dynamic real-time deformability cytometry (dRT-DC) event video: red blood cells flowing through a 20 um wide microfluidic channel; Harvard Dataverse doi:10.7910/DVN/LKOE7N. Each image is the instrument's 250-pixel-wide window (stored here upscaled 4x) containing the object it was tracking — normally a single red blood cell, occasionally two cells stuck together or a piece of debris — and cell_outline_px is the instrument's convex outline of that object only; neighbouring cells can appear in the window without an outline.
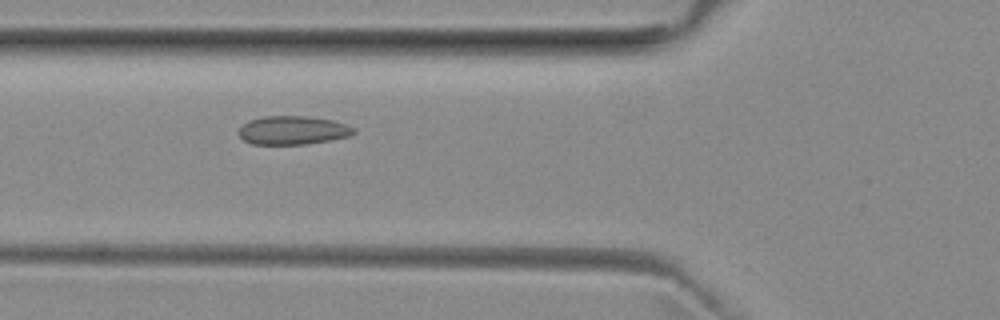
{"species": "common noctule bat (a hibernating species)", "species_latin": "Nyctalus noctula", "temperature_condition": "room temperature", "stored_images_in_passage": 52, "camera_frame_rate_fps": 3000, "um_per_image_px": 0.085, "animal": {"sex": "female", "body_mass_g": 29.2, "forearm_length_mm": 56.3}, "frame": {"image": 1, "passage_image": 19, "time_ms": 6.0, "image_size_px": [1000, 320], "cell_outline_px": [[356, 132], [348, 136], [332, 140], [304, 144], [252, 144], [244, 140], [240, 136], [240, 128], [248, 120], [264, 116], [308, 116], [332, 120], [356, 128]], "centroid_in_image_um": [24.9, 11.07], "position_along_channel_um": 100.9, "area_um2": 19.07}}
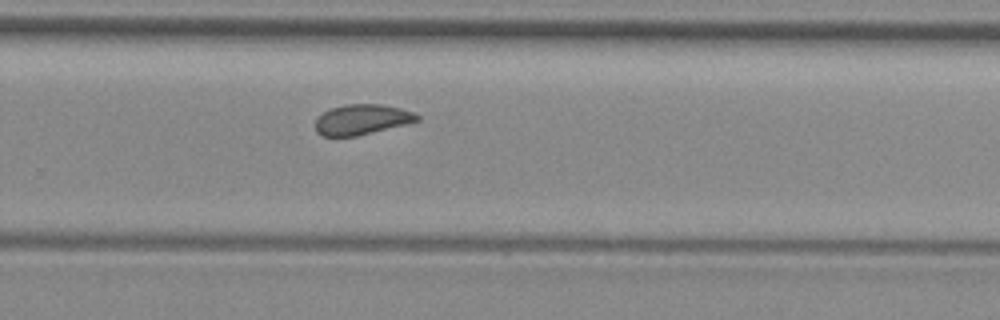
{"frame": {"image": 2, "passage_image": 34, "time_ms": 11.0, "image_size_px": [1000, 320], "cell_outline_px": [[420, 120], [356, 136], [320, 136], [316, 132], [316, 120], [324, 112], [332, 108], [348, 104], [380, 104], [400, 108], [412, 112], [420, 116]], "centroid_in_image_um": [30.74, 10.16], "position_along_channel_um": 299.1, "area_um2": 17.63}}
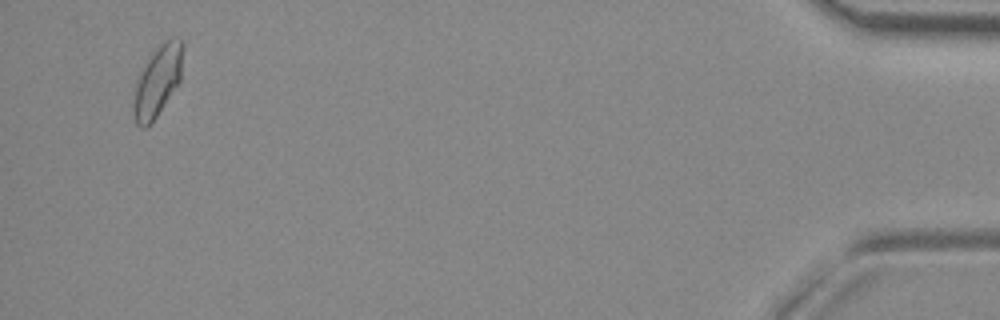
{"frame": {"image": 3, "passage_image": 50, "time_ms": 16.333, "image_size_px": [1000, 320], "cell_outline_px": [[184, 44], [180, 80], [148, 128], [140, 128], [136, 124], [132, 104], [136, 84], [140, 72], [148, 56], [164, 40], [180, 40]], "centroid_in_image_um": [13.37, 6.9], "position_along_channel_um": 421.8, "area_um2": 20.11}, "authors_computed_cell_mechanics": {"area_um2": 18.9584, "velocity_mm_per_s": 3.9696, "shape_relaxation_time_tau1_ms": null, "shape_relaxation_time_tau2_ms": 1.6231, "deformation_change_tau1": null, "deformation_change_tau2": 0.0595}}